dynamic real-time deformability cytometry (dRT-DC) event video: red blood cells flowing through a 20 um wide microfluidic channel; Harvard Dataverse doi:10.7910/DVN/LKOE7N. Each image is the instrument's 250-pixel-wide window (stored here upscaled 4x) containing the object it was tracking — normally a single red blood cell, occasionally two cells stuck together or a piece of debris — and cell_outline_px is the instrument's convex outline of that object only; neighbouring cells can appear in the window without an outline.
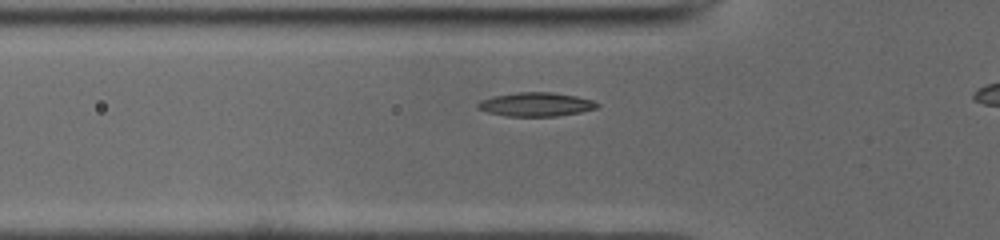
{"species": "common noctule bat (a hibernating species)", "species_latin": "Nyctalus noctula", "temperature_condition": "cold", "stored_images_in_passage": 26, "camera_frame_rate_fps": 3000, "um_per_image_px": 0.085, "animal": {"sex": "male", "body_mass_g": 19.0, "forearm_length_mm": 50.8}, "frame": {"image": 1, "passage_image": 11, "time_ms": 3.333, "image_size_px": [1000, 240], "cell_outline_px": [[600, 104], [596, 108], [580, 112], [556, 116], [504, 116], [488, 112], [476, 108], [476, 104], [480, 100], [492, 96], [516, 92], [552, 92], [576, 96], [592, 100]], "centroid_in_image_um": [45.51, 8.87], "position_along_channel_um": 80.3, "area_um2": 16.65}}
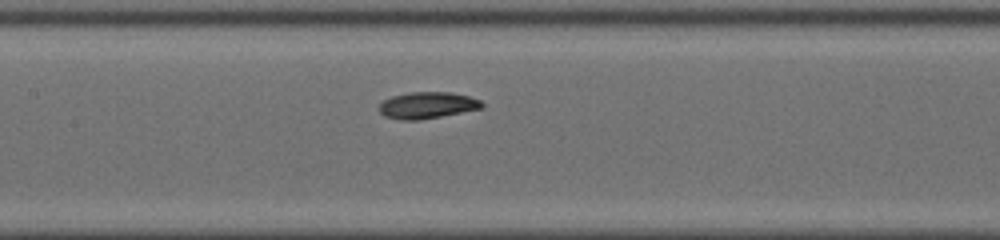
{"frame": {"image": 2, "passage_image": 18, "time_ms": 5.667, "image_size_px": [1000, 240], "cell_outline_px": [[484, 108], [420, 120], [400, 120], [384, 116], [380, 112], [380, 104], [384, 100], [392, 96], [412, 92], [448, 92], [468, 96], [480, 100], [484, 104]], "centroid_in_image_um": [36.33, 8.95], "position_along_channel_um": 171.1, "area_um2": 15.84}}
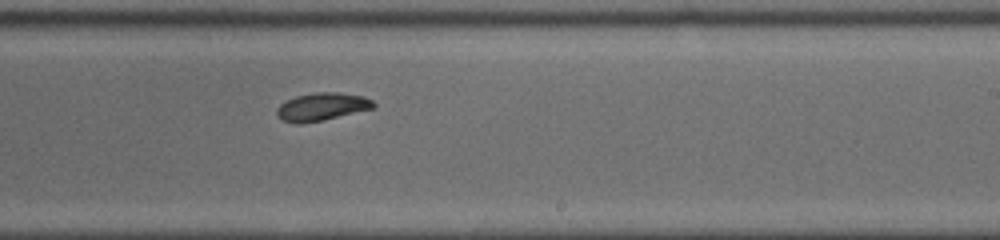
{"frame": {"image": 3, "passage_image": 25, "time_ms": 8.0, "image_size_px": [1000, 240], "cell_outline_px": [[376, 104], [372, 108], [324, 120], [300, 124], [296, 124], [280, 120], [276, 116], [276, 108], [280, 104], [296, 96], [316, 92], [336, 92], [364, 96], [372, 100]], "centroid_in_image_um": [27.31, 9.08], "position_along_channel_um": 261.7, "area_um2": 15.72}}